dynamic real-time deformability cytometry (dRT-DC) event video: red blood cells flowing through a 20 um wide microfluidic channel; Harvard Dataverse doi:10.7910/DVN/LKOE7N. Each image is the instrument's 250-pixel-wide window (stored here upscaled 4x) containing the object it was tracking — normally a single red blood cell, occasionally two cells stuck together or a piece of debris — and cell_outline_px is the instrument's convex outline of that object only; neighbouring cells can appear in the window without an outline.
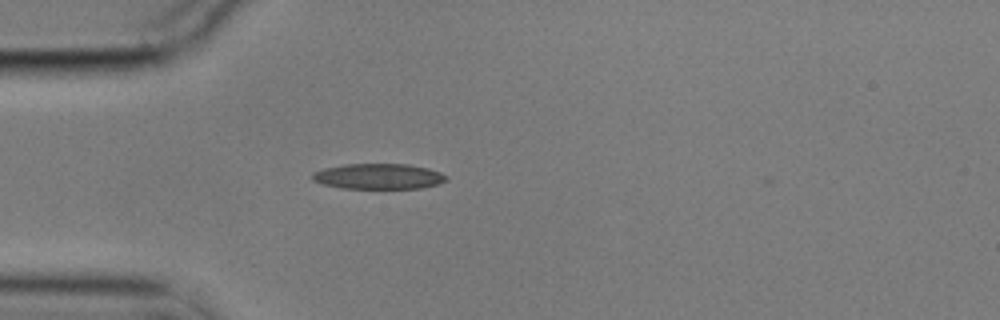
{"species": "common noctule bat (a hibernating species)", "species_latin": "Nyctalus noctula", "temperature_condition": "cold", "stored_images_in_passage": 42, "camera_frame_rate_fps": 3000, "um_per_image_px": 0.085, "animal": {"sex": "male", "body_mass_g": 17.9}, "frame": {"image": 1, "passage_image": 1, "time_ms": 0.0, "image_size_px": [1000, 320], "cell_outline_px": [[448, 180], [436, 184], [420, 188], [340, 188], [324, 184], [312, 180], [312, 172], [324, 168], [344, 164], [408, 164], [428, 168], [440, 172], [448, 176]], "centroid_in_image_um": [32.17, 14.98], "position_along_channel_um": 52.8, "area_um2": 19.88}}
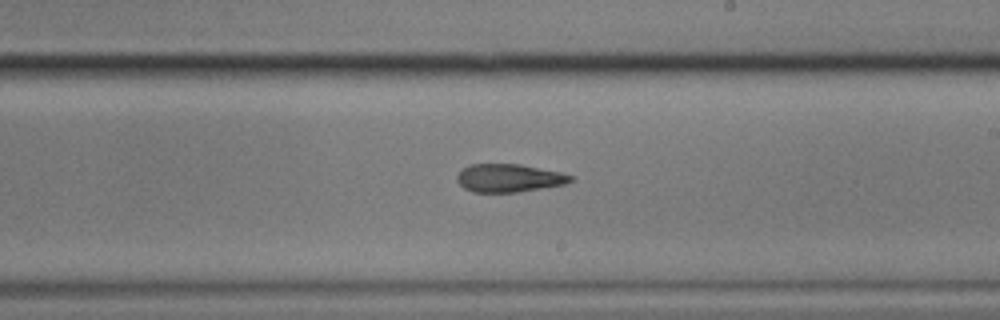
{"frame": {"image": 2, "passage_image": 18, "time_ms": 5.667, "image_size_px": [1000, 320], "cell_outline_px": [[572, 180], [564, 184], [516, 192], [472, 192], [464, 188], [456, 180], [456, 176], [468, 164], [520, 164], [560, 172], [572, 176]], "centroid_in_image_um": [43.21, 15.13], "position_along_channel_um": 245.8, "area_um2": 18.38}}
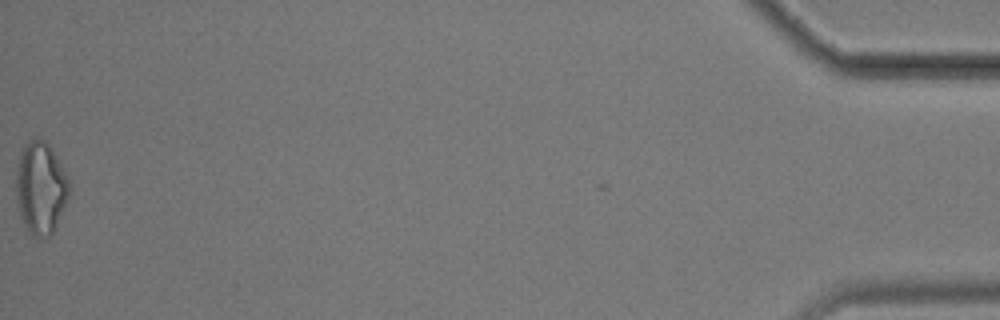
{"frame": {"image": 3, "passage_image": 42, "time_ms": 13.667, "image_size_px": [1000, 320], "cell_outline_px": [[72, 192], [48, 240], [32, 236], [24, 224], [20, 216], [16, 200], [16, 172], [20, 152], [32, 136], [40, 136], [48, 144], [72, 184]], "centroid_in_image_um": [3.47, 15.98], "position_along_channel_um": 431.7, "area_um2": 29.07}, "authors_computed_cell_mechanics": {"area_um2": 19.8543, "velocity_mm_per_s": 3.5353, "shape_relaxation_time_tau1_ms": null, "shape_relaxation_time_tau2_ms": 8.4547, "deformation_change_tau1": null, "deformation_change_tau2": 0.2129}}